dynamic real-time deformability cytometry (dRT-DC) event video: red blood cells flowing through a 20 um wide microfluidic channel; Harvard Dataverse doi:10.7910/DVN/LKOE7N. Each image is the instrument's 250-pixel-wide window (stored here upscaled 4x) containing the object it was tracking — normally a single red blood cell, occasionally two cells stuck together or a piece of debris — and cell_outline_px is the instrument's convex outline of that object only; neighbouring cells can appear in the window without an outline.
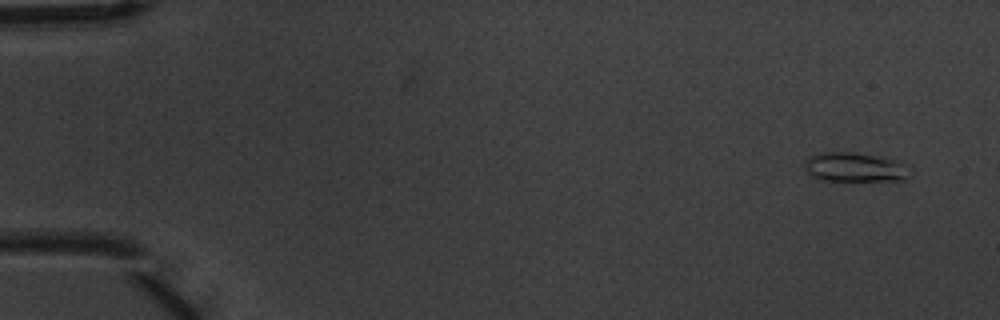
{"species": "common noctule bat (a hibernating species)", "species_latin": "Nyctalus noctula", "temperature_condition": "warm", "stored_images_in_passage": 4, "camera_frame_rate_fps": 3000, "um_per_image_px": 0.085, "animal": {"sex": "male", "body_mass_g": 20.1, "forearm_length_mm": 53.5}, "frame": {"image": 1, "passage_image": 1, "time_ms": 0.0, "image_size_px": [1000, 320], "cell_outline_px": [[912, 168], [908, 176], [904, 180], [820, 180], [812, 176], [804, 168], [804, 160], [808, 156], [820, 152], [852, 152], [880, 156], [892, 160]], "centroid_in_image_um": [72.61, 14.2], "position_along_channel_um": 12.4, "area_um2": 17.98}}
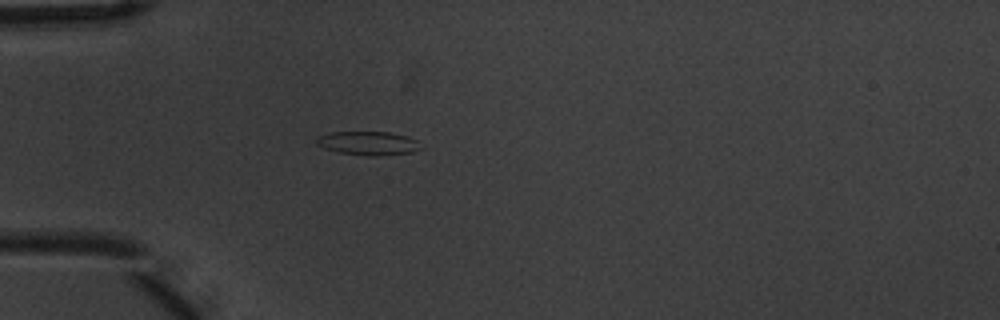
{"frame": {"image": 2, "passage_image": 4, "time_ms": 1.0, "image_size_px": [1000, 320], "cell_outline_px": [[424, 148], [412, 152], [376, 156], [368, 156], [340, 152], [324, 148], [316, 144], [316, 136], [332, 132], [388, 132], [408, 136], [416, 140]], "centroid_in_image_um": [31.31, 12.17], "position_along_channel_um": 53.7, "area_um2": 14.45}}